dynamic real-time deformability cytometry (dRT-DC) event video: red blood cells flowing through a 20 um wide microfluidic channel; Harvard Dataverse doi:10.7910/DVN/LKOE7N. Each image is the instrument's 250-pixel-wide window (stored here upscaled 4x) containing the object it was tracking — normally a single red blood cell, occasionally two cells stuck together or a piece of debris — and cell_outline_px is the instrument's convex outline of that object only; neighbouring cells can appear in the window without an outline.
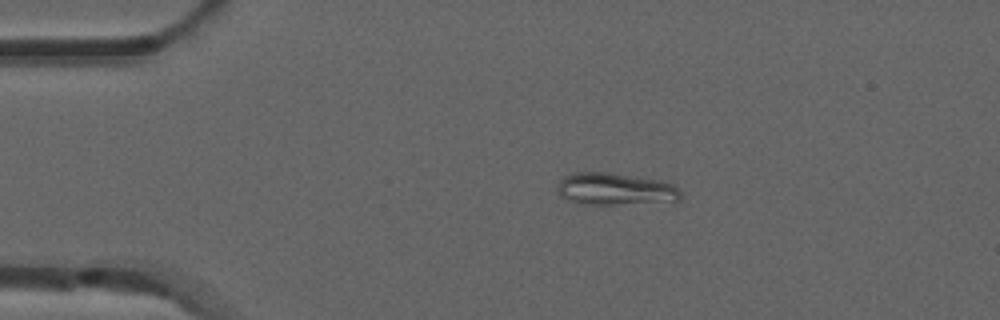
{"species": "common noctule bat (a hibernating species)", "species_latin": "Nyctalus noctula", "temperature_condition": "room temperature", "stored_images_in_passage": 5, "camera_frame_rate_fps": 3000, "um_per_image_px": 0.085, "animal": {"sex": "male", "forearm_length_mm": 52.5}, "frame": {"image": 1, "passage_image": 3, "time_ms": 0.667, "image_size_px": [1000, 320], "cell_outline_px": [[680, 200], [616, 204], [584, 204], [568, 200], [560, 196], [556, 192], [556, 188], [560, 180], [564, 176], [572, 172], [608, 172], [664, 180], [672, 184], [680, 192]], "centroid_in_image_um": [52.23, 16.05], "position_along_channel_um": 32.8, "area_um2": 23.12}}